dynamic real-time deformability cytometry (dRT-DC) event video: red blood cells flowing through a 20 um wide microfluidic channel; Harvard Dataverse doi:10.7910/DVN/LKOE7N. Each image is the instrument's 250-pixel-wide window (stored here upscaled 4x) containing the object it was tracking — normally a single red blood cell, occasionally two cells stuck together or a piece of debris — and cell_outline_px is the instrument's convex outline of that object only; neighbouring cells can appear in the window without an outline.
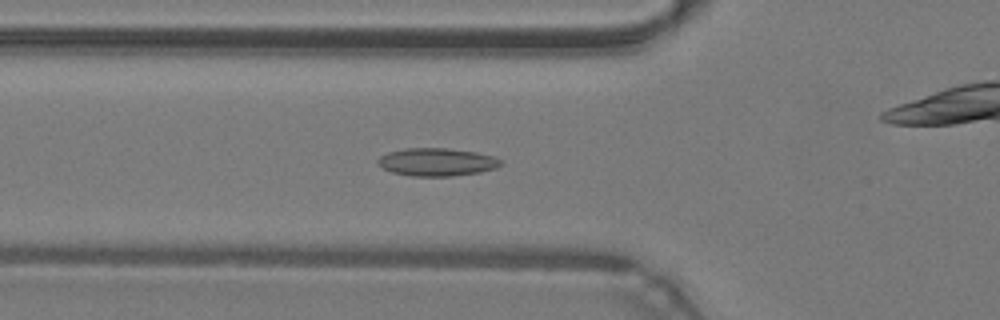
{"species": "common noctule bat (a hibernating species)", "species_latin": "Nyctalus noctula", "temperature_condition": "warm", "stored_images_in_passage": 36, "camera_frame_rate_fps": 3000, "um_per_image_px": 0.085, "animal": {"sex": "male", "body_mass_g": 19.2, "forearm_length_mm": 51.8}, "frame": {"image": 1, "passage_image": 4, "time_ms": 1.0, "image_size_px": [1000, 320], "cell_outline_px": [[504, 164], [496, 168], [480, 172], [452, 176], [412, 176], [392, 172], [384, 168], [376, 160], [380, 156], [388, 152], [404, 148], [448, 148], [476, 152], [492, 156], [500, 160]], "centroid_in_image_um": [37.14, 13.77], "position_along_channel_um": 88.7, "area_um2": 19.94}}
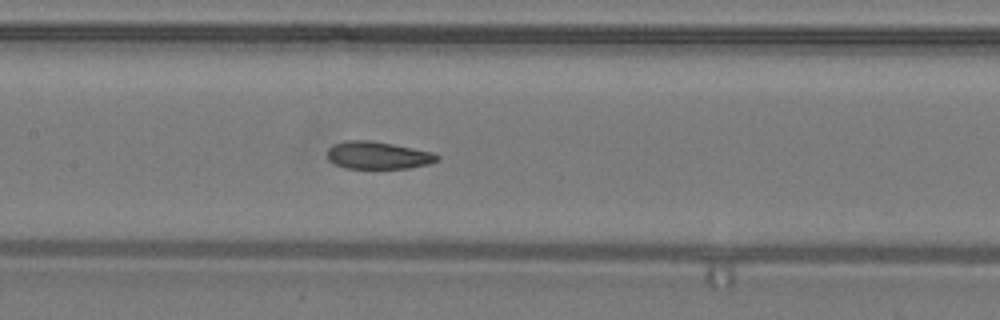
{"frame": {"image": 2, "passage_image": 10, "time_ms": 3.0, "image_size_px": [1000, 320], "cell_outline_px": [[440, 160], [428, 164], [408, 168], [344, 168], [328, 160], [328, 148], [332, 144], [348, 140], [372, 140], [432, 152], [440, 156]], "centroid_in_image_um": [32.11, 13.2], "position_along_channel_um": 175.3, "area_um2": 17.57}}
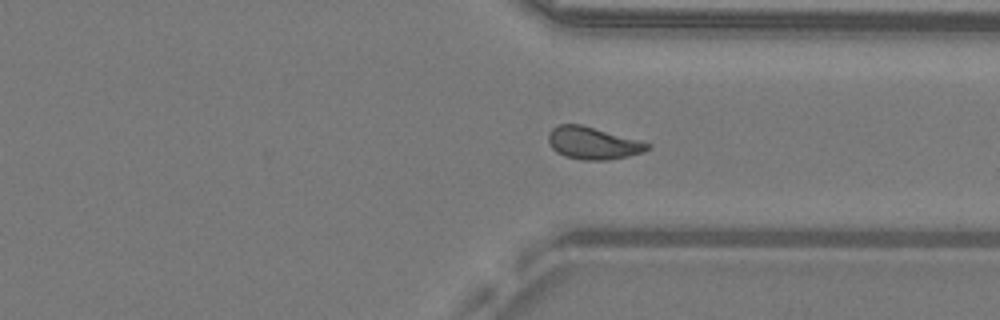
{"frame": {"image": 3, "passage_image": 23, "time_ms": 7.333, "image_size_px": [1000, 320], "cell_outline_px": [[652, 148], [644, 152], [628, 156], [608, 160], [584, 160], [564, 156], [556, 152], [552, 148], [548, 140], [548, 136], [552, 128], [560, 124], [580, 124], [652, 144]], "centroid_in_image_um": [50.41, 12.18], "position_along_channel_um": 361.0, "area_um2": 18.55}}